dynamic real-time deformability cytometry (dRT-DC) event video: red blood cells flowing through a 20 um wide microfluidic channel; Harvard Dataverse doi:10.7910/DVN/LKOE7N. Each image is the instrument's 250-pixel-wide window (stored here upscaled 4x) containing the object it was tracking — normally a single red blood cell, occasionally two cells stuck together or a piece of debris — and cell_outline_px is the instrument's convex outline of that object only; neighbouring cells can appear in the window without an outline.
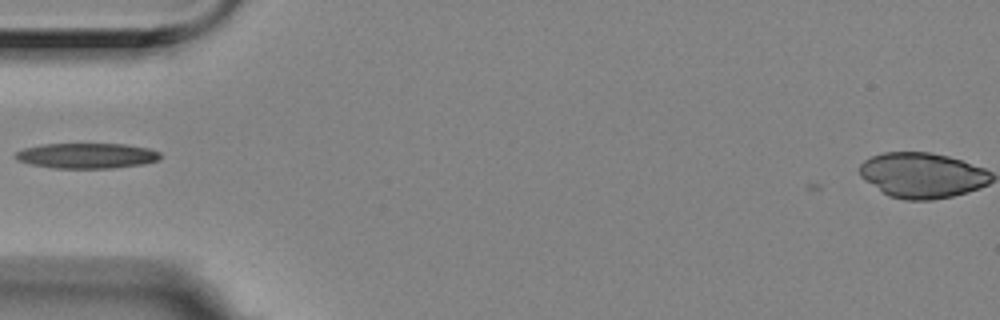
{"species": "Egyptian fruit bat (a non-hibernating species)", "species_latin": "Rousettus aegyptiacus", "temperature_condition": "room temperature", "stored_images_in_passage": 2, "camera_frame_rate_fps": 3000, "um_per_image_px": 0.085, "animal": {"sex": "female"}, "frame": {"image": 1, "passage_image": 1, "time_ms": 0.0, "image_size_px": [1000, 320], "cell_outline_px": [[160, 156], [156, 160], [144, 164], [112, 168], [52, 168], [32, 164], [20, 160], [12, 156], [16, 152], [24, 148], [44, 144], [124, 144], [148, 148], [160, 152]], "centroid_in_image_um": [7.37, 13.23], "position_along_channel_um": 77.6, "area_um2": 21.21}}
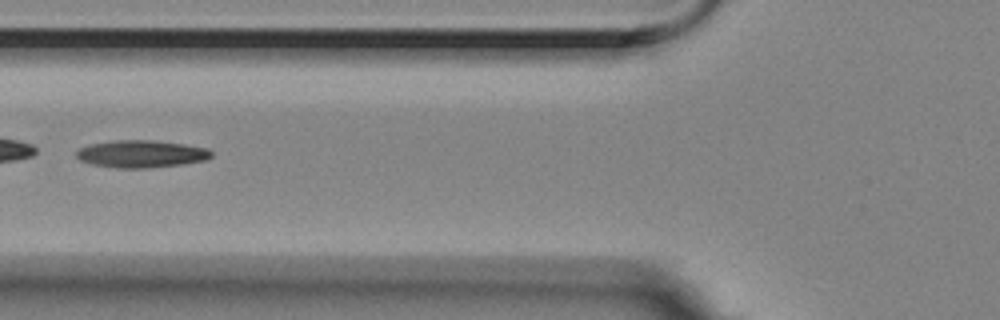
{"frame": {"image": 2, "passage_image": 2, "time_ms": 0.333, "image_size_px": [1000, 320], "cell_outline_px": [[212, 156], [204, 160], [180, 164], [144, 168], [120, 168], [92, 164], [80, 160], [76, 156], [76, 152], [80, 148], [88, 144], [112, 140], [156, 140], [184, 144], [208, 148], [212, 152]], "centroid_in_image_um": [11.98, 13.06], "position_along_channel_um": 113.8, "area_um2": 21.44}}